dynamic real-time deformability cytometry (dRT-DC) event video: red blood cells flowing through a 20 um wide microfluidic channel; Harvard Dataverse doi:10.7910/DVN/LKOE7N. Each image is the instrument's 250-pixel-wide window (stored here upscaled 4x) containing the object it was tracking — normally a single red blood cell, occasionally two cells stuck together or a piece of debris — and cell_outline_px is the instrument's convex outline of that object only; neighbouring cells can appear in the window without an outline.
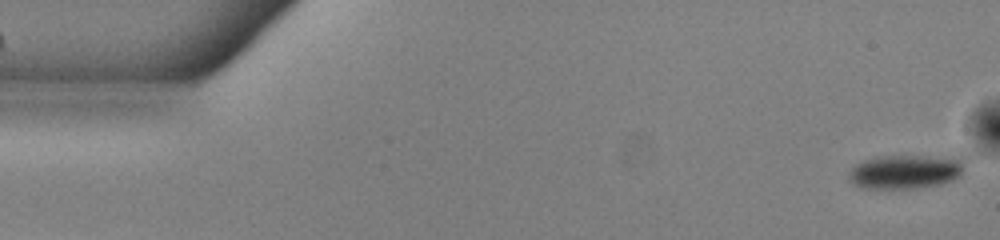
{"species": "common noctule bat (a hibernating species)", "species_latin": "Nyctalus noctula", "temperature_condition": "warm", "stored_images_in_passage": 52, "camera_frame_rate_fps": 3000, "um_per_image_px": 0.085, "animal": {"sex": "male", "body_mass_g": 13.0, "forearm_length_mm": 53.1}, "frame": {"image": 1, "passage_image": 1, "time_ms": 0.0, "image_size_px": [1000, 240], "cell_outline_px": [[964, 160], [960, 176], [940, 184], [920, 188], [860, 188], [848, 180], [848, 172], [856, 164], [864, 160], [876, 156], [964, 156]], "centroid_in_image_um": [76.96, 14.58], "position_along_channel_um": 8.0, "area_um2": 23.24}}
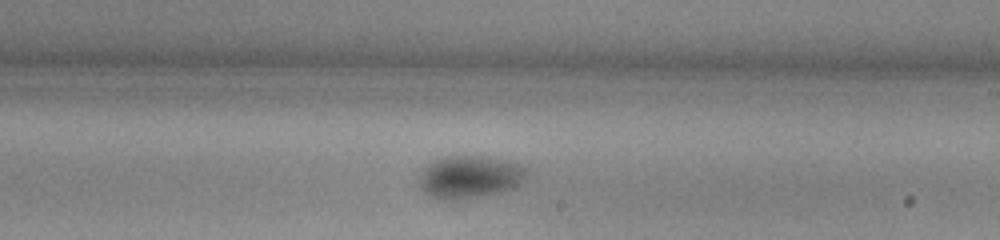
{"frame": {"image": 2, "passage_image": 30, "time_ms": 9.667, "image_size_px": [1000, 240], "cell_outline_px": [[524, 180], [520, 184], [512, 188], [500, 192], [456, 200], [440, 200], [424, 192], [420, 184], [420, 176], [424, 168], [428, 164], [444, 156], [488, 156], [516, 164], [524, 168]], "centroid_in_image_um": [39.88, 15.04], "position_along_channel_um": 249.1, "area_um2": 26.18}}
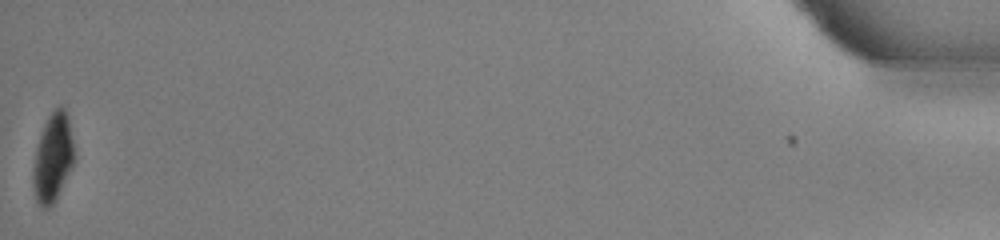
{"frame": {"image": 3, "passage_image": 52, "time_ms": 17.0, "image_size_px": [1000, 240], "cell_outline_px": [[76, 156], [72, 168], [56, 200], [48, 208], [44, 208], [36, 200], [32, 184], [32, 172], [36, 148], [44, 124], [48, 116], [56, 108], [64, 108], [68, 116]], "centroid_in_image_um": [4.51, 13.43], "position_along_channel_um": 430.7, "area_um2": 21.33}, "authors_computed_cell_mechanics": {"area_um2": 25.4031, "velocity_mm_per_s": 3.9095, "shape_relaxation_time_tau1_ms": 7.7132, "shape_relaxation_time_tau2_ms": null, "deformation_change_tau1": 0.1516, "deformation_change_tau2": null}}